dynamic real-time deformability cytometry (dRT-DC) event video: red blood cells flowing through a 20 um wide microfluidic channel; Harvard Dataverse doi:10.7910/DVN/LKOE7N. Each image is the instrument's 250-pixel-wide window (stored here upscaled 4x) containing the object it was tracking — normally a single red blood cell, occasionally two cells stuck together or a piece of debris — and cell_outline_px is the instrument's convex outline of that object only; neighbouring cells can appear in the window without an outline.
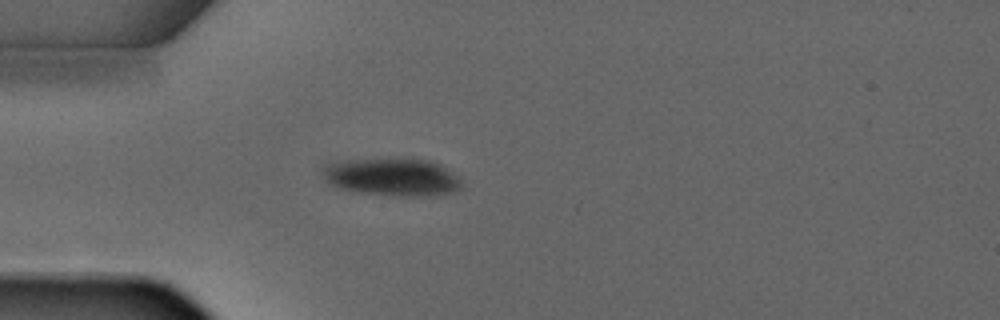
{"species": "common noctule bat (a hibernating species)", "species_latin": "Nyctalus noctula", "temperature_condition": "warm", "stored_images_in_passage": 1, "camera_frame_rate_fps": 3000, "um_per_image_px": 0.085, "animal": {"sex": "male", "forearm_length_mm": 52.5}, "frame": {"image": 1, "passage_image": 1, "time_ms": 0.0, "image_size_px": [1000, 320], "cell_outline_px": [[464, 184], [460, 188], [452, 192], [440, 196], [388, 196], [356, 192], [340, 188], [328, 184], [320, 176], [320, 168], [324, 164], [336, 160], [432, 160], [440, 164], [460, 176]], "centroid_in_image_um": [33.31, 15.07], "position_along_channel_um": 51.7, "area_um2": 31.21}}